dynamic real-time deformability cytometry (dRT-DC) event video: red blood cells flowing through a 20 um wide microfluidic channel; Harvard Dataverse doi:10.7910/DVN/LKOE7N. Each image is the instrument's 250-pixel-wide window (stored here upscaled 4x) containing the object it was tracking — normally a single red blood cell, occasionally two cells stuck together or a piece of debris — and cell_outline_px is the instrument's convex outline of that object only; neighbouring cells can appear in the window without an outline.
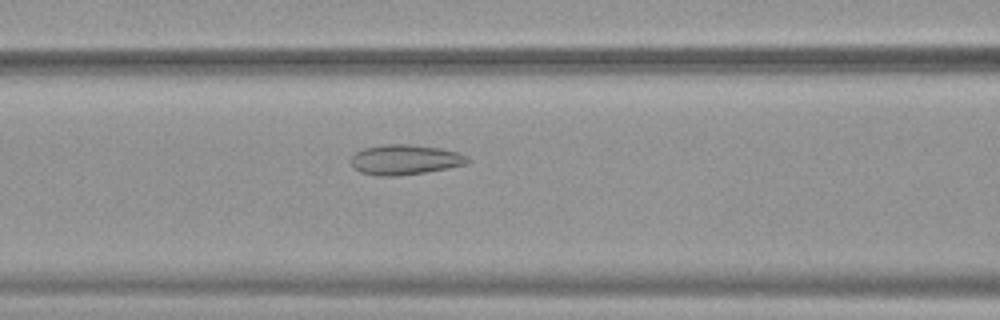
{"species": "common noctule bat (a hibernating species)", "species_latin": "Nyctalus noctula", "temperature_condition": "warm", "stored_images_in_passage": 52, "camera_frame_rate_fps": 3000, "um_per_image_px": 0.085, "animal": {"sex": "female", "body_mass_g": 19.9}, "frame": {"image": 1, "passage_image": 22, "time_ms": 7.0, "image_size_px": [1000, 320], "cell_outline_px": [[472, 160], [468, 164], [448, 168], [424, 172], [396, 176], [376, 176], [360, 172], [352, 168], [352, 156], [356, 152], [364, 148], [384, 144], [412, 144], [440, 148], [460, 152], [468, 156]], "centroid_in_image_um": [34.46, 13.57], "position_along_channel_um": 132.1, "area_um2": 20.69}}
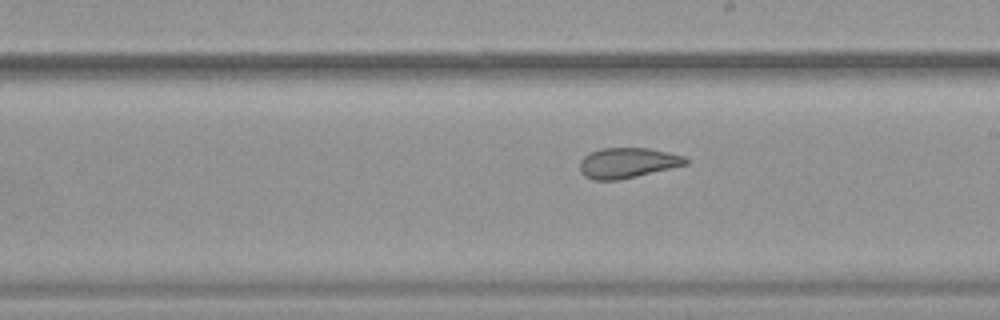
{"frame": {"image": 2, "passage_image": 30, "time_ms": 9.667, "image_size_px": [1000, 320], "cell_outline_px": [[688, 164], [620, 180], [592, 180], [584, 176], [580, 172], [580, 160], [588, 152], [600, 148], [648, 148], [668, 152], [684, 156], [688, 160]], "centroid_in_image_um": [53.3, 13.84], "position_along_channel_um": 235.7, "area_um2": 18.84}}
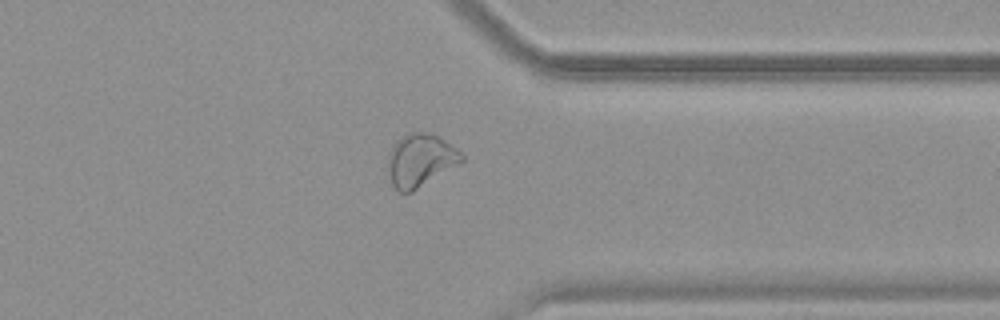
{"frame": {"image": 3, "passage_image": 41, "time_ms": 13.333, "image_size_px": [1000, 320], "cell_outline_px": [[464, 160], [412, 192], [400, 192], [392, 184], [388, 172], [388, 156], [392, 144], [400, 136], [412, 132], [428, 132], [444, 140], [456, 148], [464, 156]], "centroid_in_image_um": [35.69, 13.6], "position_along_channel_um": 375.7, "area_um2": 22.48}, "authors_computed_cell_mechanics": {"area_um2": 24.3338, "velocity_mm_per_s": 3.8943, "shape_relaxation_time_tau1_ms": null, "shape_relaxation_time_tau2_ms": 1.2834, "deformation_change_tau1": null, "deformation_change_tau2": 0.0801}}